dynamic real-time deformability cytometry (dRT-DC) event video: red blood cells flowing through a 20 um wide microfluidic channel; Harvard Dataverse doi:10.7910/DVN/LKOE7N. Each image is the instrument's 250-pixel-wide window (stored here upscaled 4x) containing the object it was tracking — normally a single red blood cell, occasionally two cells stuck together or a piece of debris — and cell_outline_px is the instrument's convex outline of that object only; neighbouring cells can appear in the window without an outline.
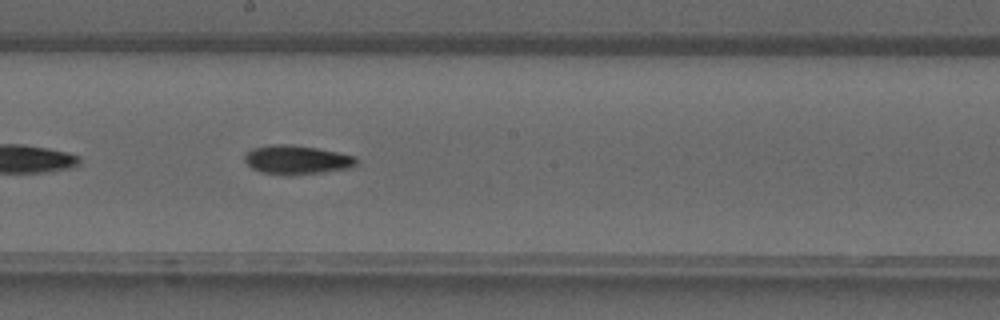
{"species": "common noctule bat (a hibernating species)", "species_latin": "Nyctalus noctula", "temperature_condition": "warm", "stored_images_in_passage": 24, "camera_frame_rate_fps": 3000, "um_per_image_px": 0.085, "animal": {"sex": "male", "forearm_length_mm": 52.5}, "frame": {"image": 1, "passage_image": 17, "time_ms": 5.333, "image_size_px": [1000, 320], "cell_outline_px": [[360, 160], [352, 168], [324, 172], [260, 172], [252, 168], [244, 160], [244, 156], [252, 148], [276, 144], [288, 144], [316, 148], [356, 156]], "centroid_in_image_um": [25.28, 13.54], "position_along_channel_um": 222.9, "area_um2": 18.09}}